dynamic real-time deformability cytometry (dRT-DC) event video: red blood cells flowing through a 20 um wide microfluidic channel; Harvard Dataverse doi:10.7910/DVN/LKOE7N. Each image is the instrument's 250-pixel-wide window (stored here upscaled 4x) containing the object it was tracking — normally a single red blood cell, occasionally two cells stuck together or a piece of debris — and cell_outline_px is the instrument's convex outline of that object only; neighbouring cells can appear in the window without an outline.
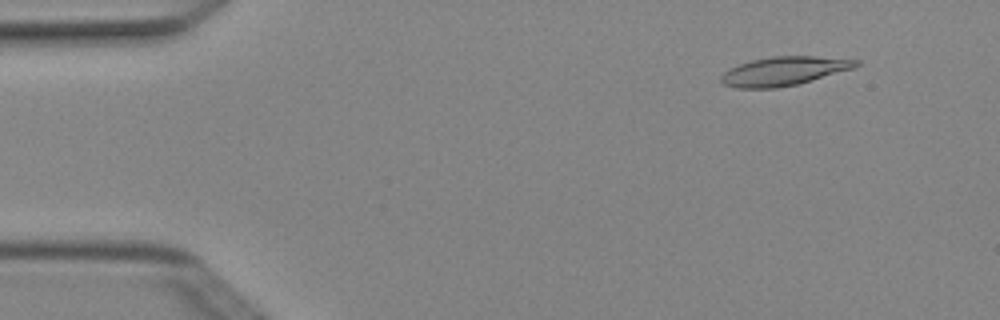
{"species": "Egyptian fruit bat (a non-hibernating species)", "species_latin": "Rousettus aegyptiacus", "temperature_condition": "cold", "stored_images_in_passage": 5, "camera_frame_rate_fps": 3000, "um_per_image_px": 0.085, "animal": {"sex": "female"}, "frame": {"image": 1, "passage_image": 5, "time_ms": 1.333, "image_size_px": [1000, 320], "cell_outline_px": [[860, 64], [852, 68], [812, 80], [796, 84], [776, 88], [736, 88], [724, 84], [720, 80], [720, 76], [728, 68], [752, 60], [772, 56], [816, 56], [860, 60]], "centroid_in_image_um": [66.6, 6.04], "position_along_channel_um": 18.4, "area_um2": 22.48}}